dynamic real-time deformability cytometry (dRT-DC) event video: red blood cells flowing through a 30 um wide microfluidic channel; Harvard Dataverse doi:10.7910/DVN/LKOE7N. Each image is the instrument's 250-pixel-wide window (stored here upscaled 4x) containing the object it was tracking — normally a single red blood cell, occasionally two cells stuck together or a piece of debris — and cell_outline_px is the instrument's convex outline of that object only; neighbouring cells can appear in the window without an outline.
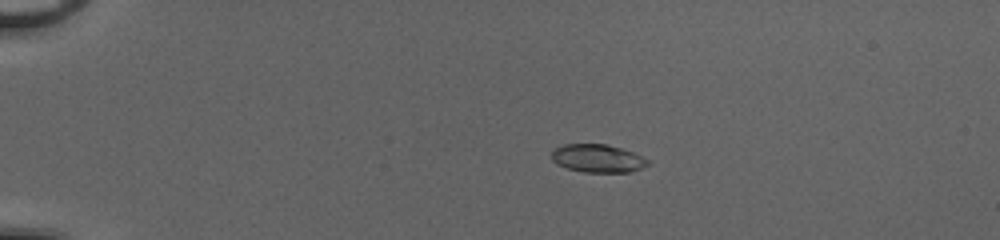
{"species": "common noctule bat (a hibernating species)", "species_latin": "Nyctalus noctula", "temperature_condition": "cold", "stored_images_in_passage": 53, "camera_frame_rate_fps": 3000, "um_per_image_px": 0.085, "animal": {"sex": "female", "body_mass_g": 20.0, "forearm_length_mm": 54.0}, "frame": {"image": 1, "passage_image": 13, "time_ms": 4.0, "image_size_px": [1000, 240], "cell_outline_px": [[648, 164], [640, 168], [628, 172], [584, 172], [568, 168], [556, 164], [552, 160], [552, 152], [556, 148], [564, 144], [608, 144], [632, 152], [648, 160]], "centroid_in_image_um": [50.77, 13.46], "position_along_channel_um": 34.2, "area_um2": 15.49}}
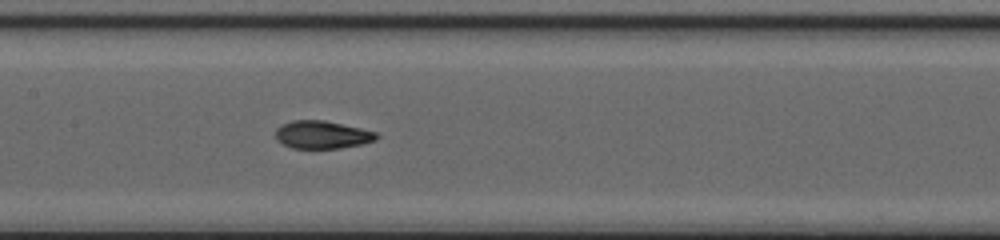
{"frame": {"image": 2, "passage_image": 29, "time_ms": 9.333, "image_size_px": [1000, 240], "cell_outline_px": [[380, 136], [376, 140], [360, 144], [340, 148], [292, 148], [276, 140], [276, 128], [280, 124], [292, 120], [324, 120], [360, 128], [376, 132]], "centroid_in_image_um": [27.36, 11.44], "position_along_channel_um": 180.0, "area_um2": 16.36}}
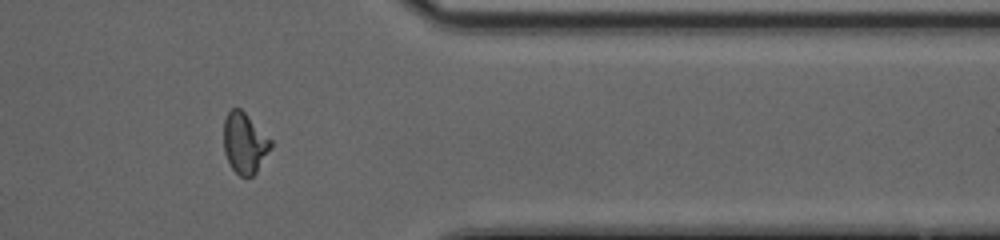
{"frame": {"image": 3, "passage_image": 45, "time_ms": 14.667, "image_size_px": [1000, 240], "cell_outline_px": [[272, 148], [256, 172], [252, 176], [240, 176], [232, 168], [224, 152], [224, 120], [228, 112], [232, 108], [240, 108], [272, 140]], "centroid_in_image_um": [20.8, 12.16], "position_along_channel_um": 390.6, "area_um2": 16.53}, "authors_computed_cell_mechanics": {"area_um2": 16.5886, "velocity_mm_per_s": 4.1277, "shape_relaxation_time_tau1_ms": 5.1978, "shape_relaxation_time_tau2_ms": 1.1632, "deformation_change_tau1": 0.2254, "deformation_change_tau2": 0.0667}}